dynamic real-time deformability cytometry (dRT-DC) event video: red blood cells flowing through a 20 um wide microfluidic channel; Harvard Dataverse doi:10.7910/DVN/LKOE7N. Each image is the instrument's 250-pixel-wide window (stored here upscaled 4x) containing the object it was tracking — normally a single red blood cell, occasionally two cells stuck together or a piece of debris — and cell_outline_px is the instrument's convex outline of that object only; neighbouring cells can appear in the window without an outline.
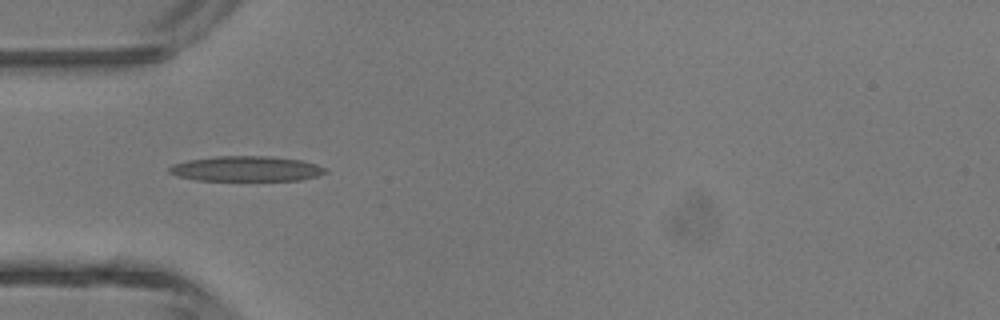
{"species": "common noctule bat (a hibernating species)", "species_latin": "Nyctalus noctula", "temperature_condition": "room temperature", "stored_images_in_passage": 4, "camera_frame_rate_fps": 3000, "um_per_image_px": 0.085, "animal": {"sex": "male", "body_mass_g": 13.3}, "frame": {"image": 1, "passage_image": 3, "time_ms": 3.333, "image_size_px": [1000, 320], "cell_outline_px": [[328, 172], [316, 176], [300, 180], [196, 180], [176, 176], [168, 172], [168, 168], [172, 164], [188, 160], [216, 156], [268, 156], [304, 160], [316, 164], [324, 168]], "centroid_in_image_um": [20.91, 14.34], "position_along_channel_um": 64.1, "area_um2": 22.95}}
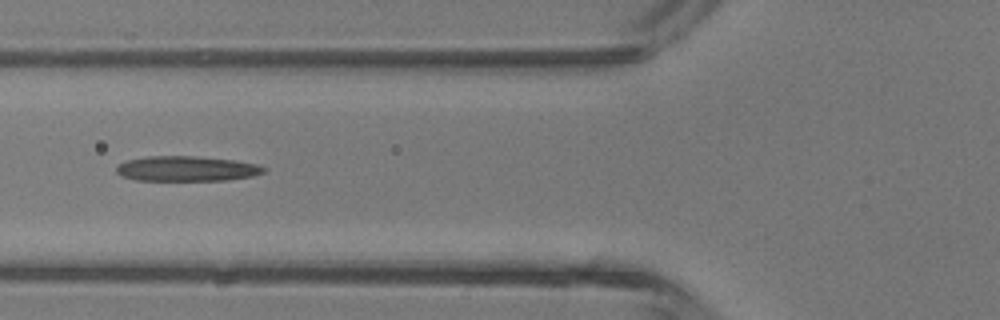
{"frame": {"image": 2, "passage_image": 4, "time_ms": 4.333, "image_size_px": [1000, 320], "cell_outline_px": [[264, 172], [252, 176], [228, 180], [136, 180], [120, 176], [116, 172], [116, 168], [120, 164], [128, 160], [148, 156], [192, 156], [232, 160], [256, 164], [264, 168]], "centroid_in_image_um": [15.82, 14.34], "position_along_channel_um": 110.0, "area_um2": 21.27}}